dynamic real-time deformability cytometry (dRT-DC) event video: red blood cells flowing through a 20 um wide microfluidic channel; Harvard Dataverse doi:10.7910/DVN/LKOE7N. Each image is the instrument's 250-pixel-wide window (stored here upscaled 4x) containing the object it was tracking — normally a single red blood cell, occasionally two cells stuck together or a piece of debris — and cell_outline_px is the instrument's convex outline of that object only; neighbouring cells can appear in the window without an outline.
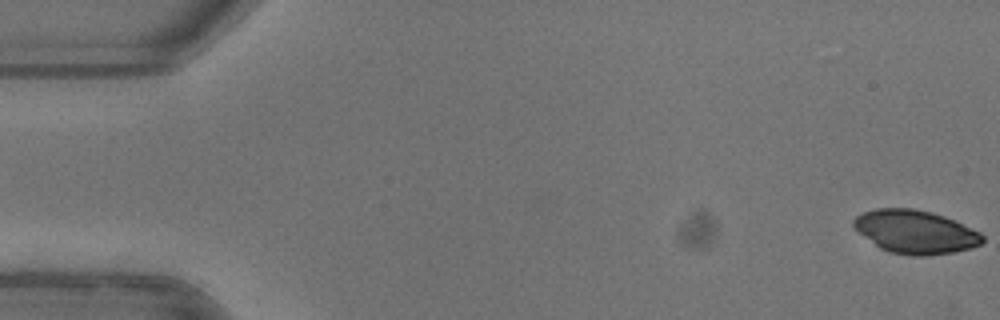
{"species": "common noctule bat (a hibernating species)", "species_latin": "Nyctalus noctula", "temperature_condition": "warm", "stored_images_in_passage": 52, "camera_frame_rate_fps": 3000, "um_per_image_px": 0.085, "animal": {"sex": "female"}, "frame": {"image": 1, "passage_image": 1, "time_ms": 0.0, "image_size_px": [1000, 320], "cell_outline_px": [[984, 240], [980, 244], [972, 248], [952, 252], [928, 256], [912, 256], [888, 252], [880, 248], [860, 232], [852, 224], [852, 220], [856, 216], [864, 212], [876, 208], [912, 208], [944, 216], [980, 232], [984, 236]], "centroid_in_image_um": [77.81, 19.71], "position_along_channel_um": 7.2, "area_um2": 32.31}}
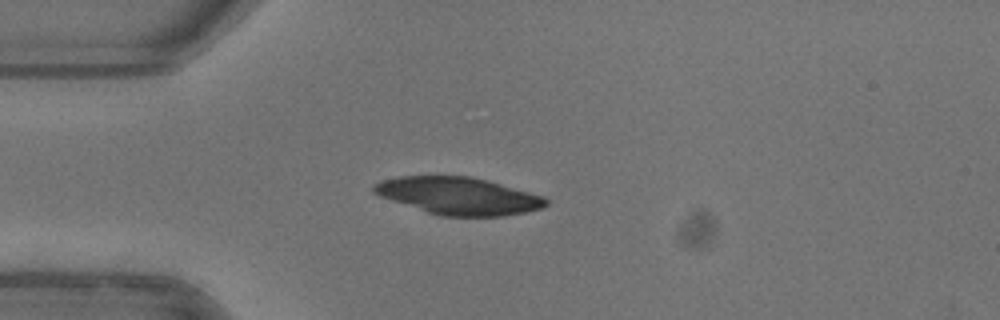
{"frame": {"image": 2, "passage_image": 14, "time_ms": 4.333, "image_size_px": [1000, 320], "cell_outline_px": [[548, 204], [544, 208], [504, 216], [440, 216], [380, 196], [372, 192], [372, 184], [380, 180], [400, 176], [472, 176], [488, 180], [544, 196], [548, 200]], "centroid_in_image_um": [38.98, 16.64], "position_along_channel_um": 46.0, "area_um2": 37.45}}